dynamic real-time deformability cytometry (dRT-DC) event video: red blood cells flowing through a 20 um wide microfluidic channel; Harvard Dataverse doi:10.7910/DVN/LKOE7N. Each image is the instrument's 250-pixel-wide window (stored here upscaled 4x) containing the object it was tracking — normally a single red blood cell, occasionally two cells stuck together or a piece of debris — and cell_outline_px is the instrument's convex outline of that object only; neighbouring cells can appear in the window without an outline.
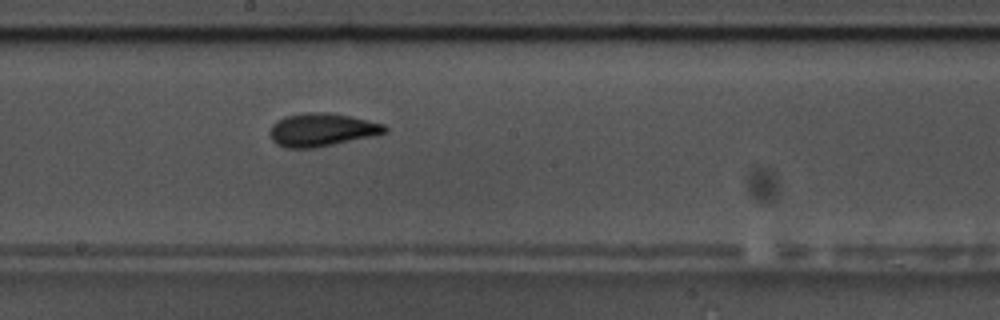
{"species": "common noctule bat (a hibernating species)", "species_latin": "Nyctalus noctula", "temperature_condition": "warm", "stored_images_in_passage": 34, "camera_frame_rate_fps": 3000, "um_per_image_px": 0.085, "animal": {"sex": "male", "body_mass_g": 17.5, "forearm_length_mm": 52.3}, "frame": {"image": 1, "passage_image": 15, "time_ms": 4.667, "image_size_px": [1000, 320], "cell_outline_px": [[388, 128], [384, 132], [376, 136], [312, 148], [288, 148], [276, 144], [272, 140], [268, 132], [272, 124], [276, 120], [284, 116], [300, 112], [328, 112], [368, 120], [384, 124]], "centroid_in_image_um": [27.31, 11.02], "position_along_channel_um": 220.9, "area_um2": 22.37}, "authors_computed_cell_mechanics": {"area_um2": 20.808, "velocity_mm_per_s": 3.644, "shape_relaxation_time_tau1_ms": 3.556, "shape_relaxation_time_tau2_ms": 1.8321, "deformation_change_tau1": 0.1662, "deformation_change_tau2": 0.0923}}